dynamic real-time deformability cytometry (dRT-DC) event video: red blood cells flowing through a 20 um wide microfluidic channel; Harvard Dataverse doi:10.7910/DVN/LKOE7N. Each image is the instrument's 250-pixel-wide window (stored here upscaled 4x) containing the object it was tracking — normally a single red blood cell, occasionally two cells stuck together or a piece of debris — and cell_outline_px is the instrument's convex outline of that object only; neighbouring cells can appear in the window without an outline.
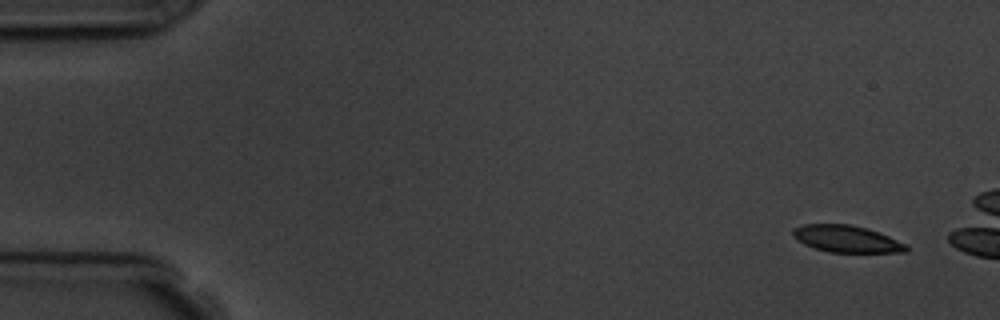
{"species": "common noctule bat (a hibernating species)", "species_latin": "Nyctalus noctula", "temperature_condition": "room temperature", "stored_images_in_passage": 4, "camera_frame_rate_fps": 3000, "um_per_image_px": 0.085, "animal": {"sex": "male", "body_mass_g": 19.5, "forearm_length_mm": 54.6}, "frame": {"image": 1, "passage_image": 1, "time_ms": 0.0, "image_size_px": [1000, 320], "cell_outline_px": [[908, 252], [828, 252], [804, 244], [796, 240], [792, 236], [792, 228], [800, 224], [852, 224], [868, 228], [908, 244]], "centroid_in_image_um": [71.94, 20.29], "position_along_channel_um": 13.1, "area_um2": 17.98}}